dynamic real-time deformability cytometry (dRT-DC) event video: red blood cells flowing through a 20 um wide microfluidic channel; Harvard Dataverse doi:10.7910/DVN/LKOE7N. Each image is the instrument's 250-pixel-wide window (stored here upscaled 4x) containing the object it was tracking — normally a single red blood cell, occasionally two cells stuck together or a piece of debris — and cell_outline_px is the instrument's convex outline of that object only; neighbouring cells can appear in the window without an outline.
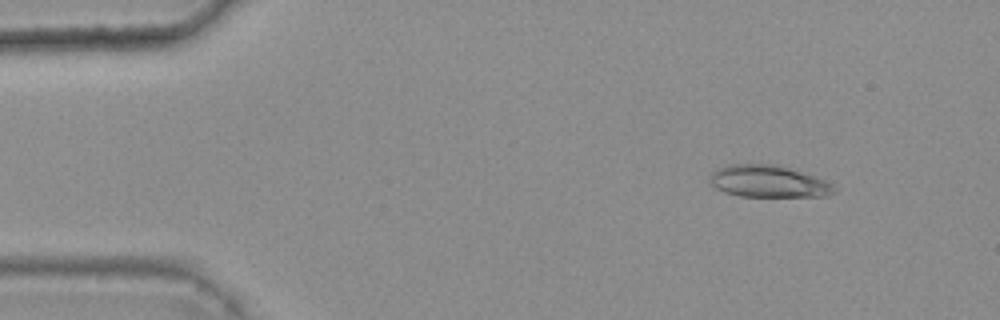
{"species": "common noctule bat (a hibernating species)", "species_latin": "Nyctalus noctula", "temperature_condition": "warm", "stored_images_in_passage": 48, "camera_frame_rate_fps": 3000, "um_per_image_px": 0.085, "animal": {"sex": "female", "body_mass_g": 25.1}, "frame": {"image": 1, "passage_image": 7, "time_ms": 2.0, "image_size_px": [1000, 320], "cell_outline_px": [[832, 192], [824, 196], [740, 196], [724, 192], [716, 188], [708, 180], [708, 176], [716, 168], [728, 164], [776, 164], [824, 180], [832, 184]], "centroid_in_image_um": [65.19, 15.41], "position_along_channel_um": 19.8, "area_um2": 22.83}}
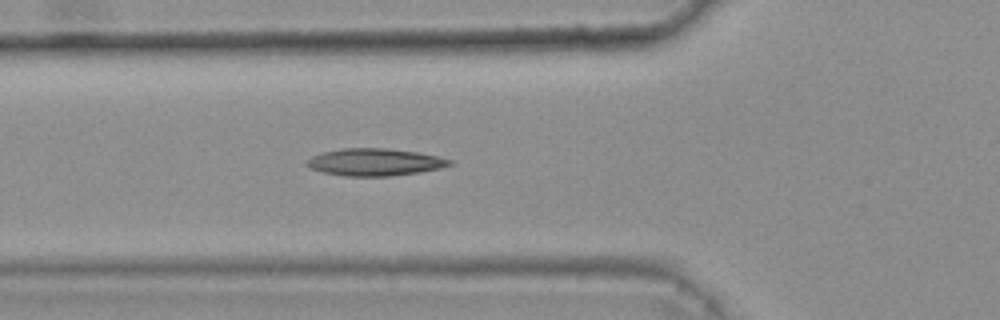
{"frame": {"image": 2, "passage_image": 20, "time_ms": 6.333, "image_size_px": [1000, 320], "cell_outline_px": [[452, 164], [440, 168], [420, 172], [388, 176], [344, 176], [324, 172], [312, 168], [304, 164], [312, 156], [320, 152], [340, 148], [388, 148], [416, 152], [436, 156], [452, 160]], "centroid_in_image_um": [31.83, 13.77], "position_along_channel_um": 94.0, "area_um2": 22.6}}
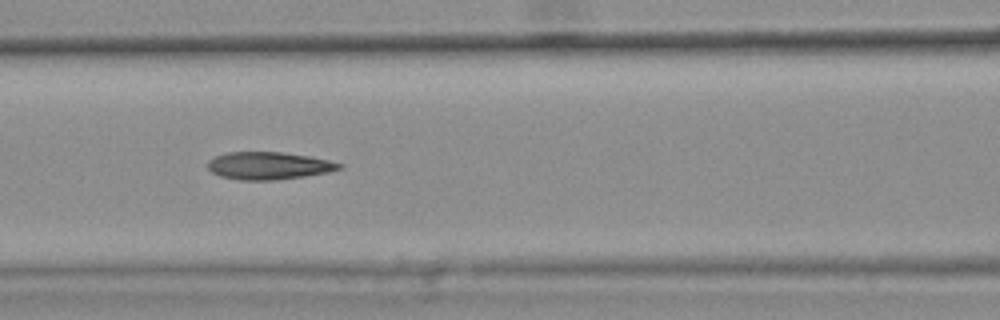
{"frame": {"image": 3, "passage_image": 24, "time_ms": 7.667, "image_size_px": [1000, 320], "cell_outline_px": [[344, 168], [328, 172], [304, 176], [276, 180], [240, 180], [220, 176], [212, 172], [208, 168], [208, 160], [216, 156], [228, 152], [280, 152], [308, 156], [328, 160], [344, 164]], "centroid_in_image_um": [22.85, 14.09], "position_along_channel_um": 143.7, "area_um2": 21.04}, "authors_computed_cell_mechanics": {"area_um2": 21.5305, "velocity_mm_per_s": 3.7073, "shape_relaxation_time_tau1_ms": null, "shape_relaxation_time_tau2_ms": 2.5644, "deformation_change_tau1": null, "deformation_change_tau2": 0.1163}}